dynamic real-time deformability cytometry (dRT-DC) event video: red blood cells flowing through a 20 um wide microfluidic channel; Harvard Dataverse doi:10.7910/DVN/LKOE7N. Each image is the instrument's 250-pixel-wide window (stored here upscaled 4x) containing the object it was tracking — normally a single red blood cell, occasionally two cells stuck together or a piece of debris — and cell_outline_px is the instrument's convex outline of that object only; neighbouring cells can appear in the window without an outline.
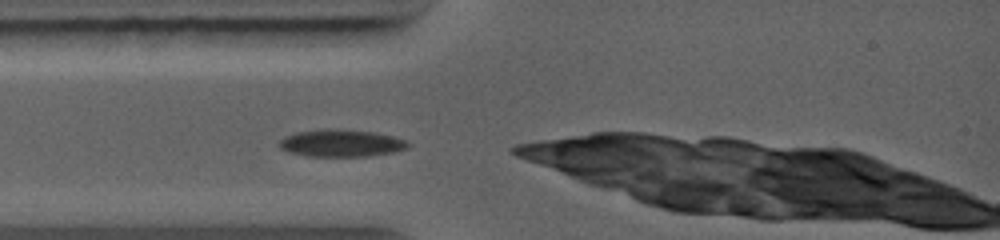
{"species": "common noctule bat (a hibernating species)", "species_latin": "Nyctalus noctula", "temperature_condition": "warm", "stored_images_in_passage": 27, "camera_frame_rate_fps": 5000, "um_per_image_px": 0.085, "animal": {"sex": "female", "body_mass_g": 19.0, "forearm_length_mm": 56.7}, "frame": {"image": 1, "passage_image": 1, "time_ms": 0.0, "image_size_px": [1000, 240], "cell_outline_px": [[412, 144], [408, 148], [396, 152], [368, 156], [308, 156], [292, 152], [280, 148], [276, 144], [284, 136], [296, 132], [324, 128], [336, 128], [372, 132], [392, 136], [408, 140]], "centroid_in_image_um": [29.03, 12.16], "position_along_channel_um": 56.0, "area_um2": 20.69}}
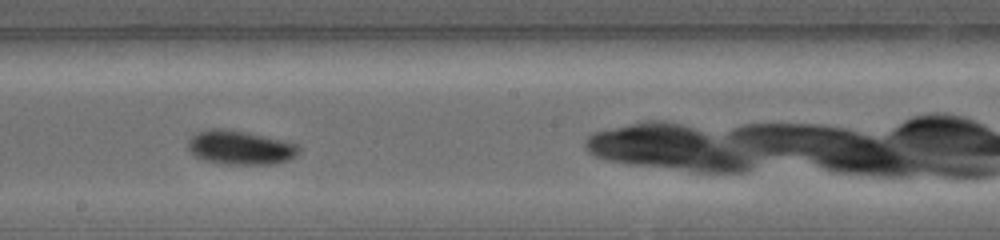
{"frame": {"image": 2, "passage_image": 11, "time_ms": 3.6, "image_size_px": [1000, 240], "cell_outline_px": [[300, 152], [296, 156], [288, 160], [276, 164], [224, 164], [204, 160], [196, 156], [188, 148], [188, 140], [196, 132], [208, 128], [228, 128], [264, 136], [296, 144], [300, 148]], "centroid_in_image_um": [20.4, 12.54], "position_along_channel_um": 227.8, "area_um2": 22.02}}
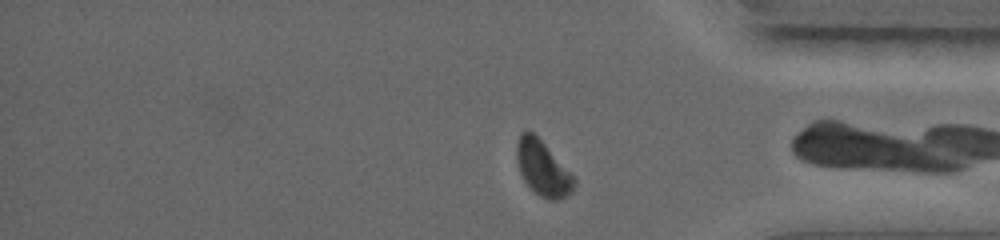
{"frame": {"image": 3, "passage_image": 25, "time_ms": 7.2, "image_size_px": [1000, 240], "cell_outline_px": [[576, 184], [572, 192], [560, 200], [548, 200], [540, 196], [524, 180], [520, 172], [516, 160], [516, 144], [520, 132], [528, 128], [544, 144], [576, 180]], "centroid_in_image_um": [46.1, 14.3], "position_along_channel_um": 389.1, "area_um2": 18.15}}